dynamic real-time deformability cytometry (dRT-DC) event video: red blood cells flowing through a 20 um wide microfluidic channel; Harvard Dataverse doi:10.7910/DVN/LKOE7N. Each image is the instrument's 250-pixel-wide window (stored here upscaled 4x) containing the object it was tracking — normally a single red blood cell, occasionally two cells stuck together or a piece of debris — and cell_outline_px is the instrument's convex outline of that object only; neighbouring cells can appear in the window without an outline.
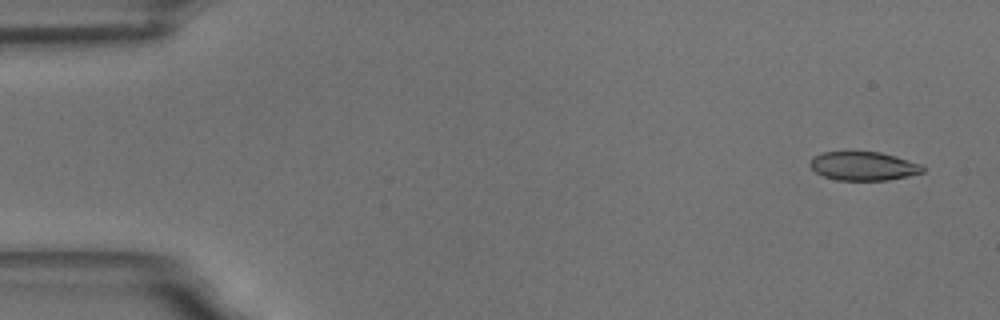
{"species": "common noctule bat (a hibernating species)", "species_latin": "Nyctalus noctula", "temperature_condition": "room temperature", "stored_images_in_passage": 5, "camera_frame_rate_fps": 3000, "um_per_image_px": 0.085, "animal": {"sex": "male", "body_mass_g": 18.8}, "frame": {"image": 1, "passage_image": 1, "time_ms": 0.0, "image_size_px": [1000, 320], "cell_outline_px": [[924, 172], [908, 176], [888, 180], [836, 180], [824, 176], [816, 172], [808, 164], [812, 156], [824, 152], [880, 152], [896, 156], [920, 164], [924, 168]], "centroid_in_image_um": [73.37, 14.11], "position_along_channel_um": 11.6, "area_um2": 18.84}}
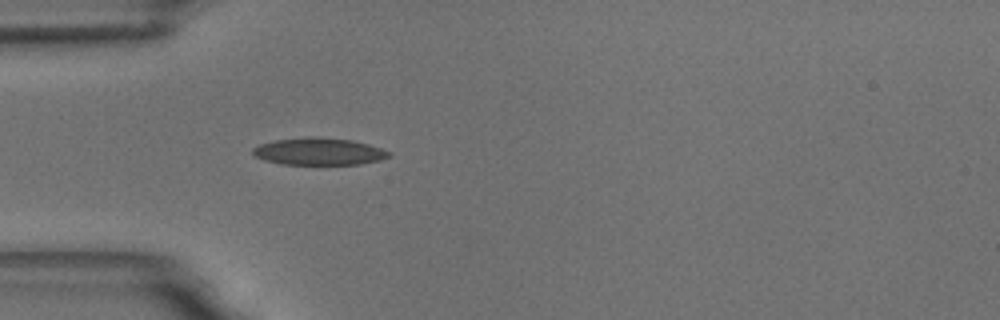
{"frame": {"image": 2, "passage_image": 5, "time_ms": 4.667, "image_size_px": [1000, 320], "cell_outline_px": [[392, 156], [380, 160], [360, 164], [284, 164], [264, 160], [256, 156], [252, 152], [252, 148], [260, 144], [276, 140], [308, 136], [352, 140], [368, 144], [392, 152]], "centroid_in_image_um": [27.13, 12.87], "position_along_channel_um": 57.9, "area_um2": 21.44}}